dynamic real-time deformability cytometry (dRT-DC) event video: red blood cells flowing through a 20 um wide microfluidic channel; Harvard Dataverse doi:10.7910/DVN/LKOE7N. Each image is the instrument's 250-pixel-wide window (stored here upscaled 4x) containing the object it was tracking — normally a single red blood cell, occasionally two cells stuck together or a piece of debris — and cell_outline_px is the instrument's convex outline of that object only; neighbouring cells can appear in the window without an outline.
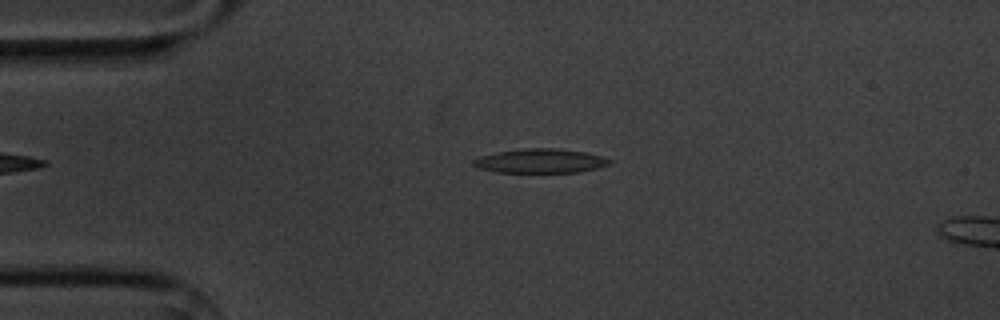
{"species": "common noctule bat (a hibernating species)", "species_latin": "Nyctalus noctula", "temperature_condition": "cold", "stored_images_in_passage": 4, "camera_frame_rate_fps": 3000, "um_per_image_px": 0.085, "animal": {"sex": "male", "body_mass_g": 20.1, "forearm_length_mm": 53.5}, "frame": {"image": 1, "passage_image": 4, "time_ms": 3.333, "image_size_px": [1000, 320], "cell_outline_px": [[612, 164], [580, 172], [500, 172], [480, 168], [472, 164], [472, 160], [480, 156], [496, 152], [524, 148], [556, 148], [588, 152], [612, 160]], "centroid_in_image_um": [45.96, 13.67], "position_along_channel_um": 39.0, "area_um2": 19.19}}